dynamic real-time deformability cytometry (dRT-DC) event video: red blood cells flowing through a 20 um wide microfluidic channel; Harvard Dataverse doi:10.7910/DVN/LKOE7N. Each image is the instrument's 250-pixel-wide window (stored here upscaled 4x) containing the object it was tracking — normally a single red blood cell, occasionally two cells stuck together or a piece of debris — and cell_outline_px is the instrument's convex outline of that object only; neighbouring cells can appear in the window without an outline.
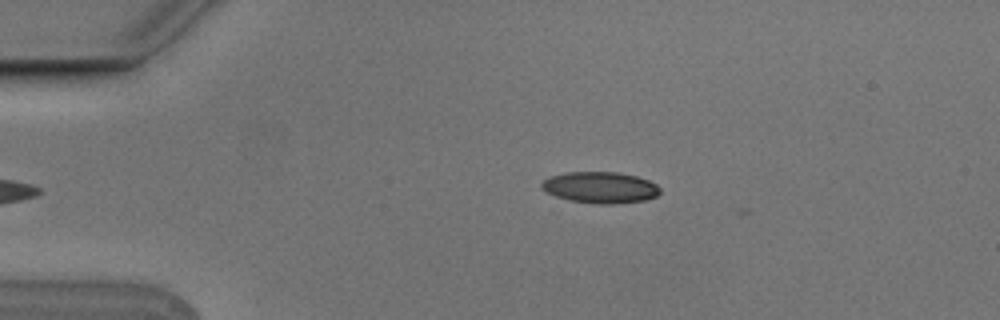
{"species": "Egyptian fruit bat (a non-hibernating species)", "species_latin": "Rousettus aegyptiacus", "temperature_condition": "cold", "stored_images_in_passage": 5, "camera_frame_rate_fps": 3000, "um_per_image_px": 0.085, "animal": {"sex": "male"}, "frame": {"image": 1, "passage_image": 5, "time_ms": 1.333, "image_size_px": [1000, 320], "cell_outline_px": [[660, 192], [656, 196], [644, 200], [612, 204], [600, 204], [572, 200], [556, 196], [548, 192], [540, 184], [544, 180], [552, 176], [564, 172], [616, 172], [636, 176], [648, 180], [656, 184], [660, 188]], "centroid_in_image_um": [51.05, 15.92], "position_along_channel_um": 33.9, "area_um2": 21.27}}